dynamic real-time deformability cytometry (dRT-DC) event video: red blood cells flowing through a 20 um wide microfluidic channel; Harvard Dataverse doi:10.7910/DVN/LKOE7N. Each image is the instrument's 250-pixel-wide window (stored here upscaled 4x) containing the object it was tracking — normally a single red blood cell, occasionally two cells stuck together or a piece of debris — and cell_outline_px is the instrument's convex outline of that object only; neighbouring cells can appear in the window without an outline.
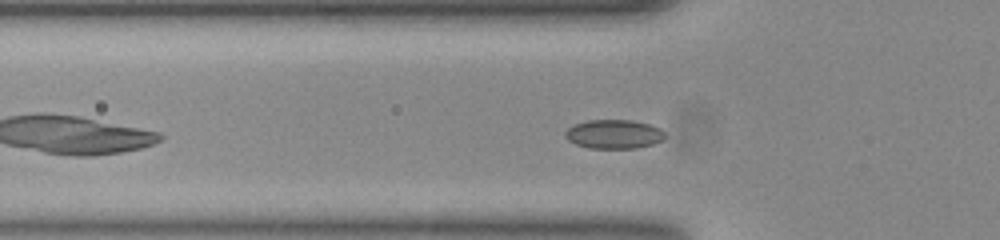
{"species": "common noctule bat (a hibernating species)", "species_latin": "Nyctalus noctula", "temperature_condition": "room temperature", "stored_images_in_passage": 46, "segment_of_instrument_passage": [1, 2], "camera_frame_rate_fps": 3000, "um_per_image_px": 0.085, "animal": {"sex": "female", "body_mass_g": 23.0, "forearm_length_mm": 53.4}, "frame": {"image": 1, "passage_image": 9, "time_ms": 2.667, "image_size_px": [1000, 240], "cell_outline_px": [[668, 136], [652, 144], [636, 148], [592, 148], [576, 144], [568, 140], [564, 136], [564, 132], [568, 128], [576, 124], [588, 120], [632, 120], [648, 124], [660, 128]], "centroid_in_image_um": [52.18, 11.4], "position_along_channel_um": 73.6, "area_um2": 16.76}}
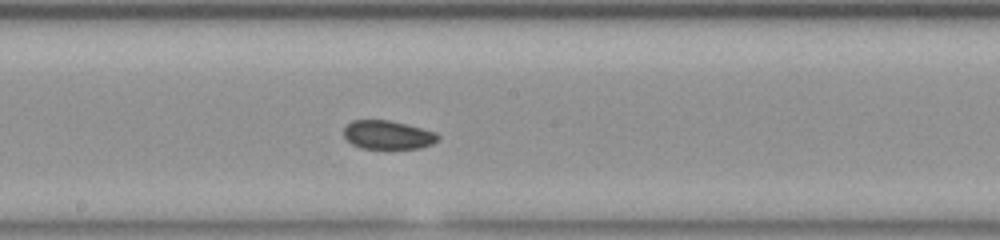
{"frame": {"image": 2, "passage_image": 20, "time_ms": 6.333, "image_size_px": [1000, 240], "cell_outline_px": [[440, 136], [432, 144], [420, 148], [360, 148], [352, 144], [344, 136], [344, 128], [352, 120], [388, 120], [436, 132]], "centroid_in_image_um": [32.94, 11.46], "position_along_channel_um": 215.3, "area_um2": 15.49}}
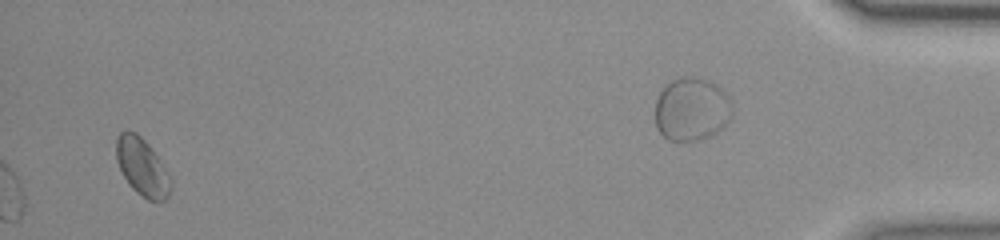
{"frame": {"image": 3, "passage_image": 43, "time_ms": 14.0, "image_size_px": [1000, 240], "cell_outline_px": [[172, 188], [168, 196], [164, 200], [148, 200], [136, 192], [128, 184], [116, 160], [116, 140], [120, 132], [136, 132], [148, 144], [172, 180]], "centroid_in_image_um": [12.08, 14.22], "position_along_channel_um": 423.1, "area_um2": 17.92}}